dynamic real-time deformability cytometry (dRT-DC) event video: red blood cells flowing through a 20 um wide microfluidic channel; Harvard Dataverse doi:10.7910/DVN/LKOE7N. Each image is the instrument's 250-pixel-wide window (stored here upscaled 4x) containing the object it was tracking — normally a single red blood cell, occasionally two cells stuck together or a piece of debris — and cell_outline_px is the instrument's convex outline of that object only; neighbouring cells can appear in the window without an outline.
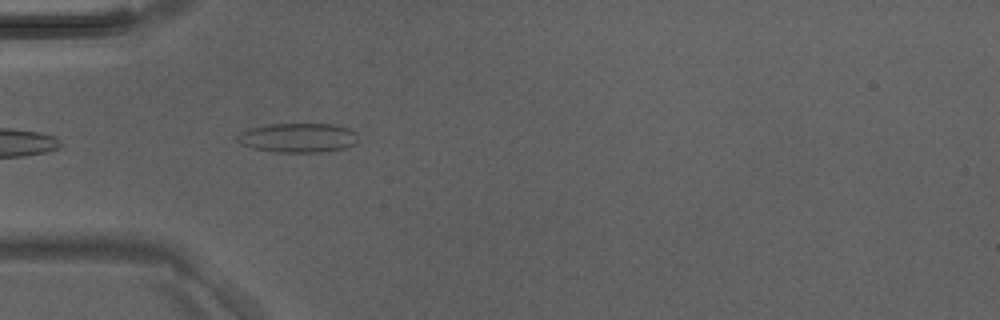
{"species": "Egyptian fruit bat (a non-hibernating species)", "species_latin": "Rousettus aegyptiacus", "temperature_condition": "room temperature", "stored_images_in_passage": 5, "camera_frame_rate_fps": 3000, "um_per_image_px": 0.085, "animal": {"sex": "male"}, "frame": {"image": 1, "passage_image": 4, "time_ms": 1.0, "image_size_px": [1000, 320], "cell_outline_px": [[356, 140], [352, 144], [344, 148], [320, 152], [276, 152], [252, 148], [240, 144], [236, 140], [236, 136], [240, 132], [252, 128], [268, 124], [336, 124], [348, 128], [356, 132]], "centroid_in_image_um": [25.29, 11.7], "position_along_channel_um": 59.7, "area_um2": 20.58}}